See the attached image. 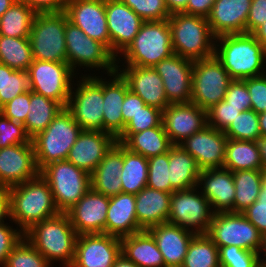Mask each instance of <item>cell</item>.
Instances as JSON below:
<instances>
[{
    "label": "cell",
    "instance_id": "cell-54",
    "mask_svg": "<svg viewBox=\"0 0 266 267\" xmlns=\"http://www.w3.org/2000/svg\"><path fill=\"white\" fill-rule=\"evenodd\" d=\"M24 237V233L13 225L4 222L0 224V267H2L13 248Z\"/></svg>",
    "mask_w": 266,
    "mask_h": 267
},
{
    "label": "cell",
    "instance_id": "cell-26",
    "mask_svg": "<svg viewBox=\"0 0 266 267\" xmlns=\"http://www.w3.org/2000/svg\"><path fill=\"white\" fill-rule=\"evenodd\" d=\"M252 0H216L207 17L215 37L246 33Z\"/></svg>",
    "mask_w": 266,
    "mask_h": 267
},
{
    "label": "cell",
    "instance_id": "cell-9",
    "mask_svg": "<svg viewBox=\"0 0 266 267\" xmlns=\"http://www.w3.org/2000/svg\"><path fill=\"white\" fill-rule=\"evenodd\" d=\"M40 175L51 188L59 212L65 213L91 188V175L68 160L46 165Z\"/></svg>",
    "mask_w": 266,
    "mask_h": 267
},
{
    "label": "cell",
    "instance_id": "cell-48",
    "mask_svg": "<svg viewBox=\"0 0 266 267\" xmlns=\"http://www.w3.org/2000/svg\"><path fill=\"white\" fill-rule=\"evenodd\" d=\"M130 7L145 22L169 19L165 0H120Z\"/></svg>",
    "mask_w": 266,
    "mask_h": 267
},
{
    "label": "cell",
    "instance_id": "cell-30",
    "mask_svg": "<svg viewBox=\"0 0 266 267\" xmlns=\"http://www.w3.org/2000/svg\"><path fill=\"white\" fill-rule=\"evenodd\" d=\"M124 162V146L116 142L91 174V188L107 197L122 193L120 173Z\"/></svg>",
    "mask_w": 266,
    "mask_h": 267
},
{
    "label": "cell",
    "instance_id": "cell-4",
    "mask_svg": "<svg viewBox=\"0 0 266 267\" xmlns=\"http://www.w3.org/2000/svg\"><path fill=\"white\" fill-rule=\"evenodd\" d=\"M173 53L192 61L214 56L216 37L205 17L185 13L168 19Z\"/></svg>",
    "mask_w": 266,
    "mask_h": 267
},
{
    "label": "cell",
    "instance_id": "cell-36",
    "mask_svg": "<svg viewBox=\"0 0 266 267\" xmlns=\"http://www.w3.org/2000/svg\"><path fill=\"white\" fill-rule=\"evenodd\" d=\"M62 109L57 101L30 91L29 113L23 124L30 138L45 130Z\"/></svg>",
    "mask_w": 266,
    "mask_h": 267
},
{
    "label": "cell",
    "instance_id": "cell-57",
    "mask_svg": "<svg viewBox=\"0 0 266 267\" xmlns=\"http://www.w3.org/2000/svg\"><path fill=\"white\" fill-rule=\"evenodd\" d=\"M146 103L141 97L132 92L130 89L126 92L124 102L122 104V116H123V131L125 125L130 121V119L141 111Z\"/></svg>",
    "mask_w": 266,
    "mask_h": 267
},
{
    "label": "cell",
    "instance_id": "cell-68",
    "mask_svg": "<svg viewBox=\"0 0 266 267\" xmlns=\"http://www.w3.org/2000/svg\"><path fill=\"white\" fill-rule=\"evenodd\" d=\"M263 174H264V179L266 180V169L263 170Z\"/></svg>",
    "mask_w": 266,
    "mask_h": 267
},
{
    "label": "cell",
    "instance_id": "cell-5",
    "mask_svg": "<svg viewBox=\"0 0 266 267\" xmlns=\"http://www.w3.org/2000/svg\"><path fill=\"white\" fill-rule=\"evenodd\" d=\"M173 54L168 19L148 21L142 24L133 41L118 55L116 63L123 60L122 65L126 66L154 67Z\"/></svg>",
    "mask_w": 266,
    "mask_h": 267
},
{
    "label": "cell",
    "instance_id": "cell-14",
    "mask_svg": "<svg viewBox=\"0 0 266 267\" xmlns=\"http://www.w3.org/2000/svg\"><path fill=\"white\" fill-rule=\"evenodd\" d=\"M32 80V92L57 101L67 107L76 73L67 62L34 59L27 70Z\"/></svg>",
    "mask_w": 266,
    "mask_h": 267
},
{
    "label": "cell",
    "instance_id": "cell-12",
    "mask_svg": "<svg viewBox=\"0 0 266 267\" xmlns=\"http://www.w3.org/2000/svg\"><path fill=\"white\" fill-rule=\"evenodd\" d=\"M232 80L215 55L194 61L191 103L207 111L224 100Z\"/></svg>",
    "mask_w": 266,
    "mask_h": 267
},
{
    "label": "cell",
    "instance_id": "cell-8",
    "mask_svg": "<svg viewBox=\"0 0 266 267\" xmlns=\"http://www.w3.org/2000/svg\"><path fill=\"white\" fill-rule=\"evenodd\" d=\"M94 74L73 82L66 109L83 130L103 131V79Z\"/></svg>",
    "mask_w": 266,
    "mask_h": 267
},
{
    "label": "cell",
    "instance_id": "cell-55",
    "mask_svg": "<svg viewBox=\"0 0 266 267\" xmlns=\"http://www.w3.org/2000/svg\"><path fill=\"white\" fill-rule=\"evenodd\" d=\"M224 100L234 108H243V111L251 110V97L245 84V79L232 80Z\"/></svg>",
    "mask_w": 266,
    "mask_h": 267
},
{
    "label": "cell",
    "instance_id": "cell-22",
    "mask_svg": "<svg viewBox=\"0 0 266 267\" xmlns=\"http://www.w3.org/2000/svg\"><path fill=\"white\" fill-rule=\"evenodd\" d=\"M64 11L71 23L110 50L105 0H72Z\"/></svg>",
    "mask_w": 266,
    "mask_h": 267
},
{
    "label": "cell",
    "instance_id": "cell-46",
    "mask_svg": "<svg viewBox=\"0 0 266 267\" xmlns=\"http://www.w3.org/2000/svg\"><path fill=\"white\" fill-rule=\"evenodd\" d=\"M168 170L169 151L165 154L148 158L147 187L172 194L175 190L171 187Z\"/></svg>",
    "mask_w": 266,
    "mask_h": 267
},
{
    "label": "cell",
    "instance_id": "cell-1",
    "mask_svg": "<svg viewBox=\"0 0 266 267\" xmlns=\"http://www.w3.org/2000/svg\"><path fill=\"white\" fill-rule=\"evenodd\" d=\"M214 55L233 80L266 74V50L253 34L240 33L217 37Z\"/></svg>",
    "mask_w": 266,
    "mask_h": 267
},
{
    "label": "cell",
    "instance_id": "cell-43",
    "mask_svg": "<svg viewBox=\"0 0 266 267\" xmlns=\"http://www.w3.org/2000/svg\"><path fill=\"white\" fill-rule=\"evenodd\" d=\"M224 133L229 139L257 141L261 137L258 114L254 110L242 111Z\"/></svg>",
    "mask_w": 266,
    "mask_h": 267
},
{
    "label": "cell",
    "instance_id": "cell-2",
    "mask_svg": "<svg viewBox=\"0 0 266 267\" xmlns=\"http://www.w3.org/2000/svg\"><path fill=\"white\" fill-rule=\"evenodd\" d=\"M9 189L10 216L12 223L23 233L34 224L58 215L51 188L39 174L27 182Z\"/></svg>",
    "mask_w": 266,
    "mask_h": 267
},
{
    "label": "cell",
    "instance_id": "cell-33",
    "mask_svg": "<svg viewBox=\"0 0 266 267\" xmlns=\"http://www.w3.org/2000/svg\"><path fill=\"white\" fill-rule=\"evenodd\" d=\"M169 181L175 191L198 186L201 169L195 158L181 145L173 144L169 149Z\"/></svg>",
    "mask_w": 266,
    "mask_h": 267
},
{
    "label": "cell",
    "instance_id": "cell-37",
    "mask_svg": "<svg viewBox=\"0 0 266 267\" xmlns=\"http://www.w3.org/2000/svg\"><path fill=\"white\" fill-rule=\"evenodd\" d=\"M232 174L235 187L234 213H242L257 200L264 179L263 170H238Z\"/></svg>",
    "mask_w": 266,
    "mask_h": 267
},
{
    "label": "cell",
    "instance_id": "cell-66",
    "mask_svg": "<svg viewBox=\"0 0 266 267\" xmlns=\"http://www.w3.org/2000/svg\"><path fill=\"white\" fill-rule=\"evenodd\" d=\"M262 253L264 255H262ZM264 257L263 259L261 258L262 256ZM259 262H260V267H265L266 266V234L263 236V240H262V247L261 250L259 252Z\"/></svg>",
    "mask_w": 266,
    "mask_h": 267
},
{
    "label": "cell",
    "instance_id": "cell-38",
    "mask_svg": "<svg viewBox=\"0 0 266 267\" xmlns=\"http://www.w3.org/2000/svg\"><path fill=\"white\" fill-rule=\"evenodd\" d=\"M36 14L32 8L17 0L0 17V35L29 38Z\"/></svg>",
    "mask_w": 266,
    "mask_h": 267
},
{
    "label": "cell",
    "instance_id": "cell-45",
    "mask_svg": "<svg viewBox=\"0 0 266 267\" xmlns=\"http://www.w3.org/2000/svg\"><path fill=\"white\" fill-rule=\"evenodd\" d=\"M161 124L162 110L146 105L125 125L124 131L117 138V142L123 144L132 134L160 126Z\"/></svg>",
    "mask_w": 266,
    "mask_h": 267
},
{
    "label": "cell",
    "instance_id": "cell-42",
    "mask_svg": "<svg viewBox=\"0 0 266 267\" xmlns=\"http://www.w3.org/2000/svg\"><path fill=\"white\" fill-rule=\"evenodd\" d=\"M32 91V80L27 70H14L0 63V108L16 96Z\"/></svg>",
    "mask_w": 266,
    "mask_h": 267
},
{
    "label": "cell",
    "instance_id": "cell-25",
    "mask_svg": "<svg viewBox=\"0 0 266 267\" xmlns=\"http://www.w3.org/2000/svg\"><path fill=\"white\" fill-rule=\"evenodd\" d=\"M197 187L209 200L214 213H234L235 187L232 171L224 167L201 170Z\"/></svg>",
    "mask_w": 266,
    "mask_h": 267
},
{
    "label": "cell",
    "instance_id": "cell-61",
    "mask_svg": "<svg viewBox=\"0 0 266 267\" xmlns=\"http://www.w3.org/2000/svg\"><path fill=\"white\" fill-rule=\"evenodd\" d=\"M189 0H165L167 9L171 14L183 13Z\"/></svg>",
    "mask_w": 266,
    "mask_h": 267
},
{
    "label": "cell",
    "instance_id": "cell-62",
    "mask_svg": "<svg viewBox=\"0 0 266 267\" xmlns=\"http://www.w3.org/2000/svg\"><path fill=\"white\" fill-rule=\"evenodd\" d=\"M256 40L266 50V21L253 33Z\"/></svg>",
    "mask_w": 266,
    "mask_h": 267
},
{
    "label": "cell",
    "instance_id": "cell-65",
    "mask_svg": "<svg viewBox=\"0 0 266 267\" xmlns=\"http://www.w3.org/2000/svg\"><path fill=\"white\" fill-rule=\"evenodd\" d=\"M261 137H266V112L258 114Z\"/></svg>",
    "mask_w": 266,
    "mask_h": 267
},
{
    "label": "cell",
    "instance_id": "cell-10",
    "mask_svg": "<svg viewBox=\"0 0 266 267\" xmlns=\"http://www.w3.org/2000/svg\"><path fill=\"white\" fill-rule=\"evenodd\" d=\"M65 28V11L37 13L29 35L33 58L67 62Z\"/></svg>",
    "mask_w": 266,
    "mask_h": 267
},
{
    "label": "cell",
    "instance_id": "cell-50",
    "mask_svg": "<svg viewBox=\"0 0 266 267\" xmlns=\"http://www.w3.org/2000/svg\"><path fill=\"white\" fill-rule=\"evenodd\" d=\"M242 111L243 108H234L222 100L207 110V124L224 132Z\"/></svg>",
    "mask_w": 266,
    "mask_h": 267
},
{
    "label": "cell",
    "instance_id": "cell-29",
    "mask_svg": "<svg viewBox=\"0 0 266 267\" xmlns=\"http://www.w3.org/2000/svg\"><path fill=\"white\" fill-rule=\"evenodd\" d=\"M135 205V194L119 193L110 197L105 234L121 239L142 231L137 222Z\"/></svg>",
    "mask_w": 266,
    "mask_h": 267
},
{
    "label": "cell",
    "instance_id": "cell-7",
    "mask_svg": "<svg viewBox=\"0 0 266 267\" xmlns=\"http://www.w3.org/2000/svg\"><path fill=\"white\" fill-rule=\"evenodd\" d=\"M65 42L67 63L77 73L81 68L102 69L105 75L116 71V57L101 42L88 37L78 26L68 20L66 14ZM79 69H78V67ZM77 68V69H76ZM106 71V72H105Z\"/></svg>",
    "mask_w": 266,
    "mask_h": 267
},
{
    "label": "cell",
    "instance_id": "cell-39",
    "mask_svg": "<svg viewBox=\"0 0 266 267\" xmlns=\"http://www.w3.org/2000/svg\"><path fill=\"white\" fill-rule=\"evenodd\" d=\"M122 193L137 194L147 186L148 158L124 147V162L120 173Z\"/></svg>",
    "mask_w": 266,
    "mask_h": 267
},
{
    "label": "cell",
    "instance_id": "cell-11",
    "mask_svg": "<svg viewBox=\"0 0 266 267\" xmlns=\"http://www.w3.org/2000/svg\"><path fill=\"white\" fill-rule=\"evenodd\" d=\"M206 234L218 248L235 245L259 253L262 247L263 235L242 213H214Z\"/></svg>",
    "mask_w": 266,
    "mask_h": 267
},
{
    "label": "cell",
    "instance_id": "cell-28",
    "mask_svg": "<svg viewBox=\"0 0 266 267\" xmlns=\"http://www.w3.org/2000/svg\"><path fill=\"white\" fill-rule=\"evenodd\" d=\"M109 79H106L109 77ZM103 78V131L116 139L123 132L122 104L129 86L116 70ZM108 80V81H107Z\"/></svg>",
    "mask_w": 266,
    "mask_h": 267
},
{
    "label": "cell",
    "instance_id": "cell-41",
    "mask_svg": "<svg viewBox=\"0 0 266 267\" xmlns=\"http://www.w3.org/2000/svg\"><path fill=\"white\" fill-rule=\"evenodd\" d=\"M181 267H220L218 246L207 234H196Z\"/></svg>",
    "mask_w": 266,
    "mask_h": 267
},
{
    "label": "cell",
    "instance_id": "cell-13",
    "mask_svg": "<svg viewBox=\"0 0 266 267\" xmlns=\"http://www.w3.org/2000/svg\"><path fill=\"white\" fill-rule=\"evenodd\" d=\"M198 190L199 187H195L172 193L167 222L195 234H206L214 212L209 200Z\"/></svg>",
    "mask_w": 266,
    "mask_h": 267
},
{
    "label": "cell",
    "instance_id": "cell-63",
    "mask_svg": "<svg viewBox=\"0 0 266 267\" xmlns=\"http://www.w3.org/2000/svg\"><path fill=\"white\" fill-rule=\"evenodd\" d=\"M257 143L259 146L263 170H265L266 169V137H260L257 140Z\"/></svg>",
    "mask_w": 266,
    "mask_h": 267
},
{
    "label": "cell",
    "instance_id": "cell-34",
    "mask_svg": "<svg viewBox=\"0 0 266 267\" xmlns=\"http://www.w3.org/2000/svg\"><path fill=\"white\" fill-rule=\"evenodd\" d=\"M223 167L232 172L238 170H263L257 141L228 138Z\"/></svg>",
    "mask_w": 266,
    "mask_h": 267
},
{
    "label": "cell",
    "instance_id": "cell-32",
    "mask_svg": "<svg viewBox=\"0 0 266 267\" xmlns=\"http://www.w3.org/2000/svg\"><path fill=\"white\" fill-rule=\"evenodd\" d=\"M121 254L138 267H165L163 256L148 230L120 239Z\"/></svg>",
    "mask_w": 266,
    "mask_h": 267
},
{
    "label": "cell",
    "instance_id": "cell-3",
    "mask_svg": "<svg viewBox=\"0 0 266 267\" xmlns=\"http://www.w3.org/2000/svg\"><path fill=\"white\" fill-rule=\"evenodd\" d=\"M28 240L52 265L56 261L70 267L75 256L78 237L66 213L42 220L24 233Z\"/></svg>",
    "mask_w": 266,
    "mask_h": 267
},
{
    "label": "cell",
    "instance_id": "cell-67",
    "mask_svg": "<svg viewBox=\"0 0 266 267\" xmlns=\"http://www.w3.org/2000/svg\"><path fill=\"white\" fill-rule=\"evenodd\" d=\"M17 0H0V17L16 2Z\"/></svg>",
    "mask_w": 266,
    "mask_h": 267
},
{
    "label": "cell",
    "instance_id": "cell-19",
    "mask_svg": "<svg viewBox=\"0 0 266 267\" xmlns=\"http://www.w3.org/2000/svg\"><path fill=\"white\" fill-rule=\"evenodd\" d=\"M109 200L110 197L90 188L76 204L65 212L78 235L105 233Z\"/></svg>",
    "mask_w": 266,
    "mask_h": 267
},
{
    "label": "cell",
    "instance_id": "cell-27",
    "mask_svg": "<svg viewBox=\"0 0 266 267\" xmlns=\"http://www.w3.org/2000/svg\"><path fill=\"white\" fill-rule=\"evenodd\" d=\"M148 231L157 243L165 267H181L189 244L196 234L168 222L155 225Z\"/></svg>",
    "mask_w": 266,
    "mask_h": 267
},
{
    "label": "cell",
    "instance_id": "cell-52",
    "mask_svg": "<svg viewBox=\"0 0 266 267\" xmlns=\"http://www.w3.org/2000/svg\"><path fill=\"white\" fill-rule=\"evenodd\" d=\"M245 84L251 97V110L257 114L266 112V74L246 78Z\"/></svg>",
    "mask_w": 266,
    "mask_h": 267
},
{
    "label": "cell",
    "instance_id": "cell-20",
    "mask_svg": "<svg viewBox=\"0 0 266 267\" xmlns=\"http://www.w3.org/2000/svg\"><path fill=\"white\" fill-rule=\"evenodd\" d=\"M162 124L171 143L180 144L208 125L207 111L191 102L170 104L162 111Z\"/></svg>",
    "mask_w": 266,
    "mask_h": 267
},
{
    "label": "cell",
    "instance_id": "cell-35",
    "mask_svg": "<svg viewBox=\"0 0 266 267\" xmlns=\"http://www.w3.org/2000/svg\"><path fill=\"white\" fill-rule=\"evenodd\" d=\"M122 145L133 153L150 158L167 153L173 144L161 124L132 134Z\"/></svg>",
    "mask_w": 266,
    "mask_h": 267
},
{
    "label": "cell",
    "instance_id": "cell-15",
    "mask_svg": "<svg viewBox=\"0 0 266 267\" xmlns=\"http://www.w3.org/2000/svg\"><path fill=\"white\" fill-rule=\"evenodd\" d=\"M120 255V238L105 233L80 234L70 267H113Z\"/></svg>",
    "mask_w": 266,
    "mask_h": 267
},
{
    "label": "cell",
    "instance_id": "cell-44",
    "mask_svg": "<svg viewBox=\"0 0 266 267\" xmlns=\"http://www.w3.org/2000/svg\"><path fill=\"white\" fill-rule=\"evenodd\" d=\"M45 257L23 237L2 267H51Z\"/></svg>",
    "mask_w": 266,
    "mask_h": 267
},
{
    "label": "cell",
    "instance_id": "cell-24",
    "mask_svg": "<svg viewBox=\"0 0 266 267\" xmlns=\"http://www.w3.org/2000/svg\"><path fill=\"white\" fill-rule=\"evenodd\" d=\"M116 142L117 139L110 133L82 130L67 160L91 175Z\"/></svg>",
    "mask_w": 266,
    "mask_h": 267
},
{
    "label": "cell",
    "instance_id": "cell-59",
    "mask_svg": "<svg viewBox=\"0 0 266 267\" xmlns=\"http://www.w3.org/2000/svg\"><path fill=\"white\" fill-rule=\"evenodd\" d=\"M216 0H189L183 13L207 18Z\"/></svg>",
    "mask_w": 266,
    "mask_h": 267
},
{
    "label": "cell",
    "instance_id": "cell-47",
    "mask_svg": "<svg viewBox=\"0 0 266 267\" xmlns=\"http://www.w3.org/2000/svg\"><path fill=\"white\" fill-rule=\"evenodd\" d=\"M220 267H260L259 253L231 245L219 248Z\"/></svg>",
    "mask_w": 266,
    "mask_h": 267
},
{
    "label": "cell",
    "instance_id": "cell-51",
    "mask_svg": "<svg viewBox=\"0 0 266 267\" xmlns=\"http://www.w3.org/2000/svg\"><path fill=\"white\" fill-rule=\"evenodd\" d=\"M242 214L259 230L264 236L266 234V180L263 179L257 200L249 206Z\"/></svg>",
    "mask_w": 266,
    "mask_h": 267
},
{
    "label": "cell",
    "instance_id": "cell-53",
    "mask_svg": "<svg viewBox=\"0 0 266 267\" xmlns=\"http://www.w3.org/2000/svg\"><path fill=\"white\" fill-rule=\"evenodd\" d=\"M29 105L30 91L16 96L10 102L5 104L0 108V113L4 117L9 118L11 121L24 124L27 118V114L29 113Z\"/></svg>",
    "mask_w": 266,
    "mask_h": 267
},
{
    "label": "cell",
    "instance_id": "cell-18",
    "mask_svg": "<svg viewBox=\"0 0 266 267\" xmlns=\"http://www.w3.org/2000/svg\"><path fill=\"white\" fill-rule=\"evenodd\" d=\"M110 52L117 58L133 41L145 22L120 0H105Z\"/></svg>",
    "mask_w": 266,
    "mask_h": 267
},
{
    "label": "cell",
    "instance_id": "cell-16",
    "mask_svg": "<svg viewBox=\"0 0 266 267\" xmlns=\"http://www.w3.org/2000/svg\"><path fill=\"white\" fill-rule=\"evenodd\" d=\"M194 61L173 54L161 60L154 69L163 80L169 104L190 103Z\"/></svg>",
    "mask_w": 266,
    "mask_h": 267
},
{
    "label": "cell",
    "instance_id": "cell-31",
    "mask_svg": "<svg viewBox=\"0 0 266 267\" xmlns=\"http://www.w3.org/2000/svg\"><path fill=\"white\" fill-rule=\"evenodd\" d=\"M171 193L149 187L135 194L136 218L143 230L165 223L170 213Z\"/></svg>",
    "mask_w": 266,
    "mask_h": 267
},
{
    "label": "cell",
    "instance_id": "cell-23",
    "mask_svg": "<svg viewBox=\"0 0 266 267\" xmlns=\"http://www.w3.org/2000/svg\"><path fill=\"white\" fill-rule=\"evenodd\" d=\"M121 63L123 62L116 63V70L126 80L129 89L141 97L146 105L162 111L170 105L163 80L154 67L125 66Z\"/></svg>",
    "mask_w": 266,
    "mask_h": 267
},
{
    "label": "cell",
    "instance_id": "cell-56",
    "mask_svg": "<svg viewBox=\"0 0 266 267\" xmlns=\"http://www.w3.org/2000/svg\"><path fill=\"white\" fill-rule=\"evenodd\" d=\"M266 21V0H252L246 22V33L253 34Z\"/></svg>",
    "mask_w": 266,
    "mask_h": 267
},
{
    "label": "cell",
    "instance_id": "cell-64",
    "mask_svg": "<svg viewBox=\"0 0 266 267\" xmlns=\"http://www.w3.org/2000/svg\"><path fill=\"white\" fill-rule=\"evenodd\" d=\"M113 267H138V266L121 254L114 262Z\"/></svg>",
    "mask_w": 266,
    "mask_h": 267
},
{
    "label": "cell",
    "instance_id": "cell-6",
    "mask_svg": "<svg viewBox=\"0 0 266 267\" xmlns=\"http://www.w3.org/2000/svg\"><path fill=\"white\" fill-rule=\"evenodd\" d=\"M82 130L72 114L63 108L45 130L31 139L39 171L50 163L67 160Z\"/></svg>",
    "mask_w": 266,
    "mask_h": 267
},
{
    "label": "cell",
    "instance_id": "cell-60",
    "mask_svg": "<svg viewBox=\"0 0 266 267\" xmlns=\"http://www.w3.org/2000/svg\"><path fill=\"white\" fill-rule=\"evenodd\" d=\"M7 218L11 219L9 189L0 187V224L6 222Z\"/></svg>",
    "mask_w": 266,
    "mask_h": 267
},
{
    "label": "cell",
    "instance_id": "cell-40",
    "mask_svg": "<svg viewBox=\"0 0 266 267\" xmlns=\"http://www.w3.org/2000/svg\"><path fill=\"white\" fill-rule=\"evenodd\" d=\"M34 58L29 38L0 35V63L14 70H28Z\"/></svg>",
    "mask_w": 266,
    "mask_h": 267
},
{
    "label": "cell",
    "instance_id": "cell-17",
    "mask_svg": "<svg viewBox=\"0 0 266 267\" xmlns=\"http://www.w3.org/2000/svg\"><path fill=\"white\" fill-rule=\"evenodd\" d=\"M39 174L32 143L0 149V187L10 188L34 179Z\"/></svg>",
    "mask_w": 266,
    "mask_h": 267
},
{
    "label": "cell",
    "instance_id": "cell-21",
    "mask_svg": "<svg viewBox=\"0 0 266 267\" xmlns=\"http://www.w3.org/2000/svg\"><path fill=\"white\" fill-rule=\"evenodd\" d=\"M227 140L223 131L207 125L179 145L195 158L201 170H205L224 166Z\"/></svg>",
    "mask_w": 266,
    "mask_h": 267
},
{
    "label": "cell",
    "instance_id": "cell-49",
    "mask_svg": "<svg viewBox=\"0 0 266 267\" xmlns=\"http://www.w3.org/2000/svg\"><path fill=\"white\" fill-rule=\"evenodd\" d=\"M32 143L23 124L11 121L0 113V149L11 145Z\"/></svg>",
    "mask_w": 266,
    "mask_h": 267
},
{
    "label": "cell",
    "instance_id": "cell-58",
    "mask_svg": "<svg viewBox=\"0 0 266 267\" xmlns=\"http://www.w3.org/2000/svg\"><path fill=\"white\" fill-rule=\"evenodd\" d=\"M36 13L61 12L72 0H18Z\"/></svg>",
    "mask_w": 266,
    "mask_h": 267
}]
</instances>
